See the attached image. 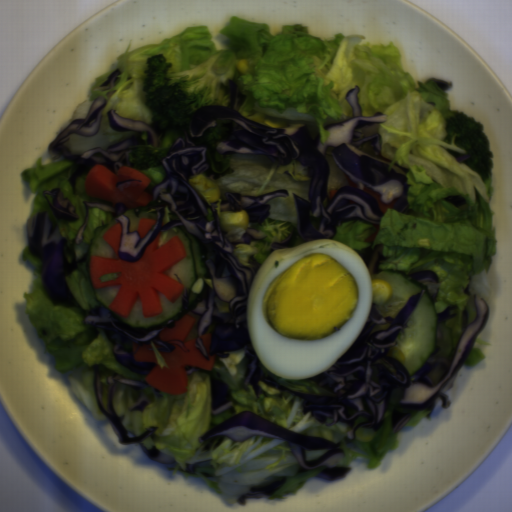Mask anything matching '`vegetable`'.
Instances as JSON below:
<instances>
[{
  "label": "vegetable",
  "instance_id": "vegetable-9",
  "mask_svg": "<svg viewBox=\"0 0 512 512\" xmlns=\"http://www.w3.org/2000/svg\"><path fill=\"white\" fill-rule=\"evenodd\" d=\"M149 345L154 353V356L158 362V366H159V369H163L164 367H168L165 359L162 357V355L159 353L155 343H153L152 341L149 342ZM169 368V367H168Z\"/></svg>",
  "mask_w": 512,
  "mask_h": 512
},
{
  "label": "vegetable",
  "instance_id": "vegetable-12",
  "mask_svg": "<svg viewBox=\"0 0 512 512\" xmlns=\"http://www.w3.org/2000/svg\"><path fill=\"white\" fill-rule=\"evenodd\" d=\"M121 349H123V350L133 354V344H132V342H130L129 340L124 341L122 343V345H121Z\"/></svg>",
  "mask_w": 512,
  "mask_h": 512
},
{
  "label": "vegetable",
  "instance_id": "vegetable-1",
  "mask_svg": "<svg viewBox=\"0 0 512 512\" xmlns=\"http://www.w3.org/2000/svg\"><path fill=\"white\" fill-rule=\"evenodd\" d=\"M269 23L233 16L220 33L226 49H217L207 26L186 27L175 37L158 44L131 49L115 64L96 77L87 99L72 116L87 117L98 97L106 104L98 130L93 136L72 133L64 145L81 156L93 148L106 149L127 139L148 141L147 132H116L108 112L115 110L123 119L142 121L154 127V111L147 105L144 72L147 58L165 55L173 71L184 72L208 62L219 52H233V76L221 83L210 105H227L234 88L245 95L240 114L249 120L281 121L286 125L304 124L311 140L326 143L325 127L352 118L347 92L359 86L362 116L387 114L379 125L381 147L387 160L408 171L407 200L411 214H399L393 207L382 214L374 242L365 240L376 226L350 221L338 227L331 240H338L359 257L366 248L382 245L379 267L405 272L408 276L433 271L439 289L436 313L449 306L456 314L442 322L451 328L454 348L464 330L462 312L468 324L476 317L474 295L464 294L473 278L489 272L497 252L494 211L490 201L494 186L491 175L483 180L467 163L459 162L465 150L446 131L451 110L448 91L452 81H415L406 70L403 57L392 41L374 45L362 35L335 34L333 39L308 33L307 26L281 25L272 35ZM248 62L246 74L239 73V60ZM116 69L114 87L105 92L99 85ZM284 126V127H285ZM463 196L467 203L455 207L444 198Z\"/></svg>",
  "mask_w": 512,
  "mask_h": 512
},
{
  "label": "vegetable",
  "instance_id": "vegetable-11",
  "mask_svg": "<svg viewBox=\"0 0 512 512\" xmlns=\"http://www.w3.org/2000/svg\"><path fill=\"white\" fill-rule=\"evenodd\" d=\"M186 315L188 316H191L193 318L196 319V322L191 330V332L189 333V335L186 337V339L183 341L184 343L185 342H189L191 341L192 339H196V334H197V329H198V324H199V319L200 317L196 316L195 314H193L191 311L189 313H187Z\"/></svg>",
  "mask_w": 512,
  "mask_h": 512
},
{
  "label": "vegetable",
  "instance_id": "vegetable-5",
  "mask_svg": "<svg viewBox=\"0 0 512 512\" xmlns=\"http://www.w3.org/2000/svg\"><path fill=\"white\" fill-rule=\"evenodd\" d=\"M41 161L42 158H39L33 166L23 169L20 174L23 184L35 195L33 215L37 212H45L51 215L60 226L62 238L73 240L85 224L87 208L83 201L104 203L111 206L114 204L107 200L90 197L87 194L85 183L88 174L77 178L76 193H74L69 177L77 167L75 162L66 160L63 156H59L57 159L52 158L48 164H41ZM59 187L63 190L65 198L72 202L80 216L79 220L69 222L52 214L41 192Z\"/></svg>",
  "mask_w": 512,
  "mask_h": 512
},
{
  "label": "vegetable",
  "instance_id": "vegetable-8",
  "mask_svg": "<svg viewBox=\"0 0 512 512\" xmlns=\"http://www.w3.org/2000/svg\"><path fill=\"white\" fill-rule=\"evenodd\" d=\"M476 345L490 347L491 344H486L477 337L462 367L469 368L478 365L484 359L482 351L475 347Z\"/></svg>",
  "mask_w": 512,
  "mask_h": 512
},
{
  "label": "vegetable",
  "instance_id": "vegetable-10",
  "mask_svg": "<svg viewBox=\"0 0 512 512\" xmlns=\"http://www.w3.org/2000/svg\"><path fill=\"white\" fill-rule=\"evenodd\" d=\"M328 450H304V456L306 461H310L316 458H321Z\"/></svg>",
  "mask_w": 512,
  "mask_h": 512
},
{
  "label": "vegetable",
  "instance_id": "vegetable-7",
  "mask_svg": "<svg viewBox=\"0 0 512 512\" xmlns=\"http://www.w3.org/2000/svg\"><path fill=\"white\" fill-rule=\"evenodd\" d=\"M264 375L274 381L277 384H280L284 387H287L298 394L312 395V396H333L335 394L330 391L324 389L323 387L317 385L310 379L299 378V379H282L274 374H272L260 361L259 363Z\"/></svg>",
  "mask_w": 512,
  "mask_h": 512
},
{
  "label": "vegetable",
  "instance_id": "vegetable-4",
  "mask_svg": "<svg viewBox=\"0 0 512 512\" xmlns=\"http://www.w3.org/2000/svg\"><path fill=\"white\" fill-rule=\"evenodd\" d=\"M233 135L229 121L220 119L204 141L209 169L194 173L188 180L192 188L204 195L212 187H219L221 200L228 193H239L249 197L287 191V197H278L268 201L269 217L265 222L248 223L245 227L228 229V242L243 238L248 228H254L265 234L261 240L250 244H237L233 254L238 263L250 265V258L264 264L275 253V242L286 239L291 232L295 234L293 247L304 242L299 231V216L294 194L307 200L312 176L308 168L297 162L279 164L265 155L218 153L219 142L229 140Z\"/></svg>",
  "mask_w": 512,
  "mask_h": 512
},
{
  "label": "vegetable",
  "instance_id": "vegetable-2",
  "mask_svg": "<svg viewBox=\"0 0 512 512\" xmlns=\"http://www.w3.org/2000/svg\"><path fill=\"white\" fill-rule=\"evenodd\" d=\"M248 362L245 349L233 351L229 357H216L211 370L200 368V371L186 374L187 390L179 395L160 390L163 397L158 398L151 385L144 390H134L120 384L113 394V406L128 437L135 438L149 428L157 427L153 434L142 440L145 449L156 447L173 457V464H166L172 476L180 473L183 478H199L224 504L238 503L239 497L251 488L286 478L274 494L266 496L268 500L283 501L285 496L298 493L325 469L321 465L298 473V462L285 441L255 434L242 442L224 437L215 448L204 450L208 443L199 442V437L242 411L249 410L289 430L335 444L340 442L344 456L337 465L348 467L358 458L364 461L367 470L374 469L384 454L398 447V435L391 423L394 410L409 416L406 427H417L428 418V410L401 409L399 401L403 389L397 388L388 399L384 423L374 431L373 438L361 441L354 436L353 440H346L348 424L336 422L333 427H326L314 419L310 411L303 413L302 397L277 391L260 381L258 384L267 397L256 396L250 385L243 388ZM218 378L227 383L233 406L214 416L210 383ZM141 397H146L150 405L143 413L130 411ZM208 459L215 466L213 469H196L193 475L186 473V464Z\"/></svg>",
  "mask_w": 512,
  "mask_h": 512
},
{
  "label": "vegetable",
  "instance_id": "vegetable-3",
  "mask_svg": "<svg viewBox=\"0 0 512 512\" xmlns=\"http://www.w3.org/2000/svg\"><path fill=\"white\" fill-rule=\"evenodd\" d=\"M23 261L33 268V284L25 292V314L43 344L44 352L58 372L69 383L73 393L94 420L107 417L100 410L95 395L94 366L100 367V399L107 408L108 376L119 374L127 380L147 383L148 375L133 373L116 358L112 342L102 328L85 324L87 316L100 312V305L90 284L86 258L69 276L67 283L77 307L54 304L41 281L42 263L28 249H23Z\"/></svg>",
  "mask_w": 512,
  "mask_h": 512
},
{
  "label": "vegetable",
  "instance_id": "vegetable-6",
  "mask_svg": "<svg viewBox=\"0 0 512 512\" xmlns=\"http://www.w3.org/2000/svg\"><path fill=\"white\" fill-rule=\"evenodd\" d=\"M112 220L117 219L109 212L95 207L88 208V221L82 233L84 238L74 249L76 261L82 258L84 254L87 255L88 249L97 231Z\"/></svg>",
  "mask_w": 512,
  "mask_h": 512
}]
</instances>
